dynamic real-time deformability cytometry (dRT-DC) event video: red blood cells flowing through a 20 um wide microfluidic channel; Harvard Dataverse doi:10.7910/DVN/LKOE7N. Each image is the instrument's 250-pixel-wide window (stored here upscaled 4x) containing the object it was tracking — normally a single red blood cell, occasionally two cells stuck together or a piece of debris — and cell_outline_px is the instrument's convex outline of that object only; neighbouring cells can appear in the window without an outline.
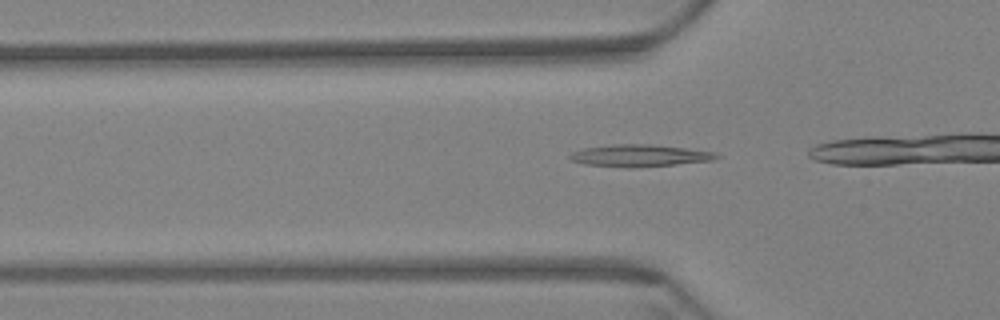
{"species": "Egyptian fruit bat (a non-hibernating species)", "species_latin": "Rousettus aegyptiacus", "temperature_condition": "warm", "stored_images_in_passage": 29, "camera_frame_rate_fps": 3000, "um_per_image_px": 0.085, "animal": {"sex": "female"}, "frame": {"image": 1, "passage_image": 2, "time_ms": 0.333, "image_size_px": [1000, 320], "cell_outline_px": [[720, 156], [712, 160], [676, 164], [632, 168], [628, 168], [584, 164], [572, 160], [568, 156], [572, 152], [580, 148], [612, 144], [652, 144], [716, 152]], "centroid_in_image_um": [54.32, 13.22], "position_along_channel_um": 71.5, "area_um2": 18.9}}
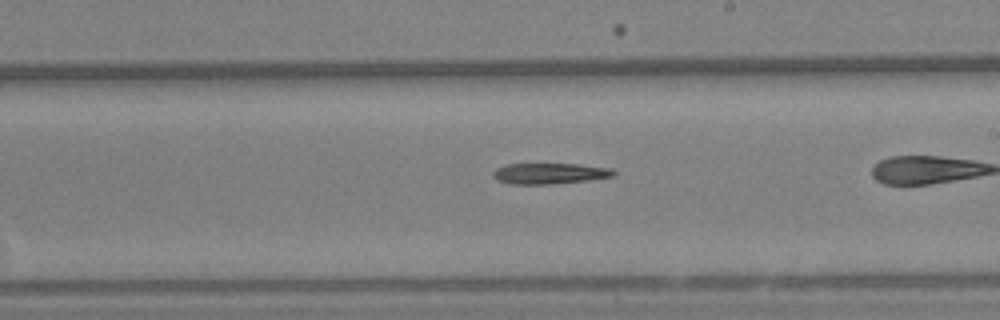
{"frame": {"image": 2, "passage_image": 17, "time_ms": 5.333, "image_size_px": [1000, 320], "cell_outline_px": [[616, 176], [584, 180], [548, 184], [512, 184], [496, 180], [492, 176], [492, 172], [496, 168], [504, 164], [580, 164], [612, 168], [616, 172]], "centroid_in_image_um": [46.69, 14.73], "position_along_channel_um": 242.3, "area_um2": 14.68}}
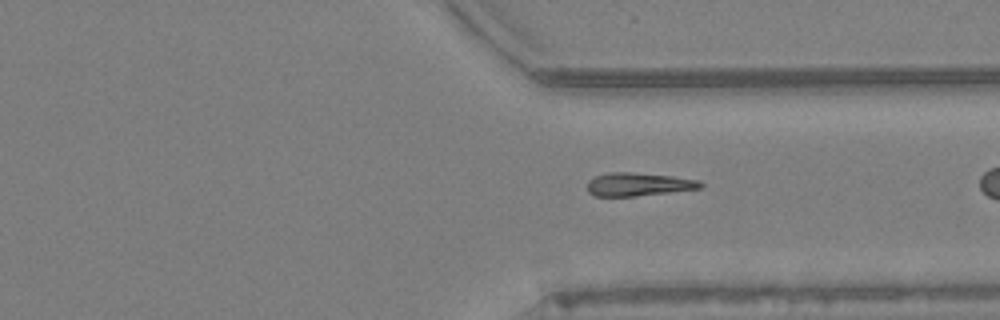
{"frame": {"image": 3, "passage_image": 27, "time_ms": 8.667, "image_size_px": [1000, 320], "cell_outline_px": [[704, 184], [700, 188], [636, 196], [596, 196], [588, 192], [588, 180], [596, 176], [608, 172], [628, 172], [672, 176], [700, 180]], "centroid_in_image_um": [54.25, 15.66], "position_along_channel_um": 357.1, "area_um2": 15.2}}